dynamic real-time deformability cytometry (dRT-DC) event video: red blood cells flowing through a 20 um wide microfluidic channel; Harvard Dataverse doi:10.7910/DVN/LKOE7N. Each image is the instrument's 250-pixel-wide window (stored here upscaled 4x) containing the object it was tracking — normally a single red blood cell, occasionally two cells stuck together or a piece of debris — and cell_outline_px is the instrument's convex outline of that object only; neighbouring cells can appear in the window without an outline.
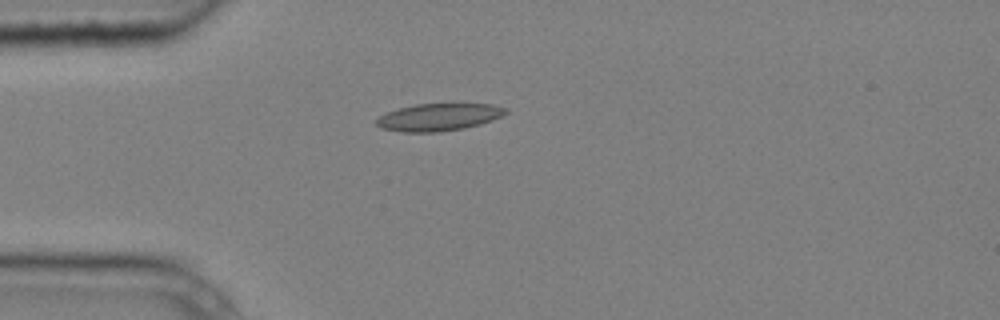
{"species": "common noctule bat (a hibernating species)", "species_latin": "Nyctalus noctula", "temperature_condition": "cold", "stored_images_in_passage": 3, "camera_frame_rate_fps": 3000, "um_per_image_px": 0.085, "animal": {"sex": "male", "body_mass_g": 20.4}, "frame": {"image": 1, "passage_image": 3, "time_ms": 0.667, "image_size_px": [1000, 320], "cell_outline_px": [[508, 112], [492, 120], [480, 124], [464, 128], [440, 132], [400, 132], [380, 128], [376, 124], [376, 120], [380, 116], [388, 112], [400, 108], [416, 104], [492, 104], [508, 108]], "centroid_in_image_um": [37.29, 9.96], "position_along_channel_um": 47.7, "area_um2": 20.52}}